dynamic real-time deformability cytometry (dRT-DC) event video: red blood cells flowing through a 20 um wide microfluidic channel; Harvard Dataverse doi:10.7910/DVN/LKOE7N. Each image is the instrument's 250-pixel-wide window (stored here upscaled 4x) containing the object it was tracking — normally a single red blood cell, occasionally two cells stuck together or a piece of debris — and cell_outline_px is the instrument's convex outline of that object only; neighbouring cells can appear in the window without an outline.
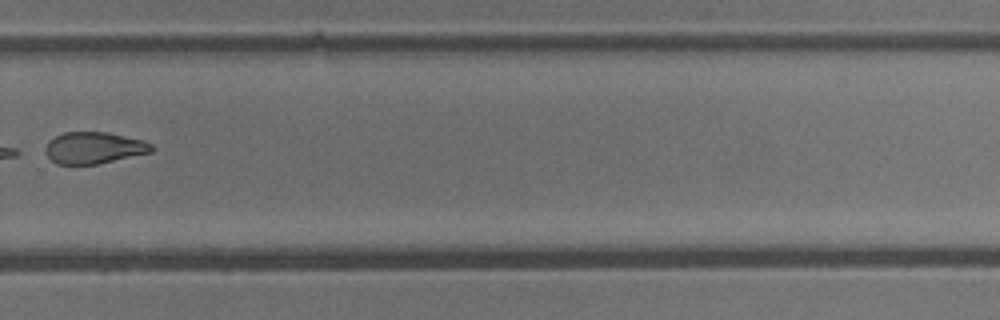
{"species": "common noctule bat (a hibernating species)", "species_latin": "Nyctalus noctula", "temperature_condition": "cold", "stored_images_in_passage": 11, "camera_frame_rate_fps": 3000, "um_per_image_px": 0.085, "animal": {"sex": "male", "body_mass_g": 13.3}, "frame": {"image": 1, "passage_image": 11, "time_ms": 12.333, "image_size_px": [1000, 320], "cell_outline_px": [[156, 148], [152, 152], [96, 164], [56, 164], [44, 152], [44, 148], [48, 140], [64, 132], [108, 132], [140, 140], [152, 144]], "centroid_in_image_um": [7.96, 12.56], "position_along_channel_um": 321.8, "area_um2": 19.54}}